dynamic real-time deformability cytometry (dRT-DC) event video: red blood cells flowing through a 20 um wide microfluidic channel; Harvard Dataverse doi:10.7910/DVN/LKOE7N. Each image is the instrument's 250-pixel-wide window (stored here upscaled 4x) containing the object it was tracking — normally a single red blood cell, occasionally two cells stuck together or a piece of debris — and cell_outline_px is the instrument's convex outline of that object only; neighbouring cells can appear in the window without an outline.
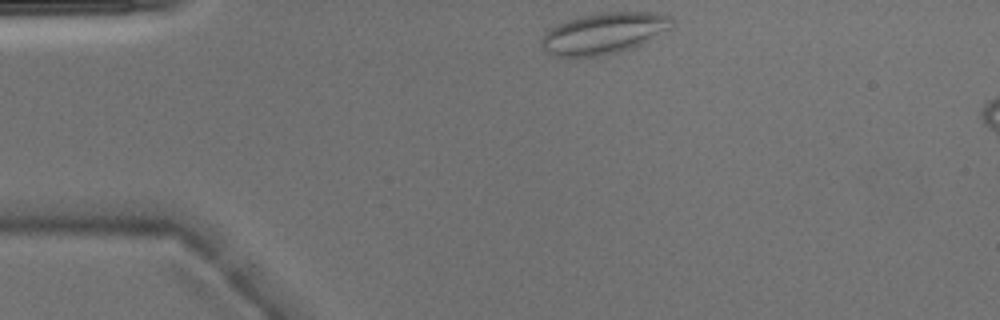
{"species": "Egyptian fruit bat (a non-hibernating species)", "species_latin": "Rousettus aegyptiacus", "temperature_condition": "warm", "stored_images_in_passage": 3, "camera_frame_rate_fps": 3000, "um_per_image_px": 0.085, "animal": {"sex": "male"}, "frame": {"image": 1, "passage_image": 1, "time_ms": 0.0, "image_size_px": [1000, 320], "cell_outline_px": [[672, 28], [632, 48], [604, 56], [568, 60], [560, 60], [548, 56], [540, 44], [540, 40], [544, 32], [548, 28], [564, 20], [576, 16], [596, 12], [648, 12], [672, 16]], "centroid_in_image_um": [51.17, 2.88], "position_along_channel_um": 33.8, "area_um2": 32.77}}